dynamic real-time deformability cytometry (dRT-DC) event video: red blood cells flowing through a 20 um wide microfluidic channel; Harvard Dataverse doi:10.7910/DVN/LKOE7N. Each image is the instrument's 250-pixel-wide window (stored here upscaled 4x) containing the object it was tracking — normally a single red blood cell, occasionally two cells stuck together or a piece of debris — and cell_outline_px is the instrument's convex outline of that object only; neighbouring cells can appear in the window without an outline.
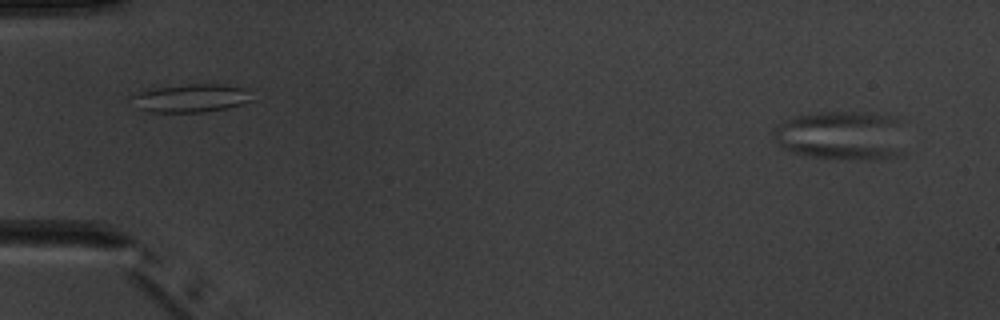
{"species": "common noctule bat (a hibernating species)", "species_latin": "Nyctalus noctula", "temperature_condition": "warm", "stored_images_in_passage": 2, "camera_frame_rate_fps": 3000, "um_per_image_px": 0.085, "animal": {"sex": "male", "body_mass_g": 20.1, "forearm_length_mm": 53.5}, "frame": {"image": 1, "passage_image": 2, "time_ms": 1.333, "image_size_px": [1000, 320], "cell_outline_px": [[904, 152], [900, 156], [872, 160], [868, 160], [808, 156], [792, 152], [784, 148], [772, 136], [772, 128], [776, 124], [796, 116], [820, 112], [860, 112], [888, 116], [900, 120]], "centroid_in_image_um": [71.53, 11.52], "position_along_channel_um": 13.5, "area_um2": 37.97}}